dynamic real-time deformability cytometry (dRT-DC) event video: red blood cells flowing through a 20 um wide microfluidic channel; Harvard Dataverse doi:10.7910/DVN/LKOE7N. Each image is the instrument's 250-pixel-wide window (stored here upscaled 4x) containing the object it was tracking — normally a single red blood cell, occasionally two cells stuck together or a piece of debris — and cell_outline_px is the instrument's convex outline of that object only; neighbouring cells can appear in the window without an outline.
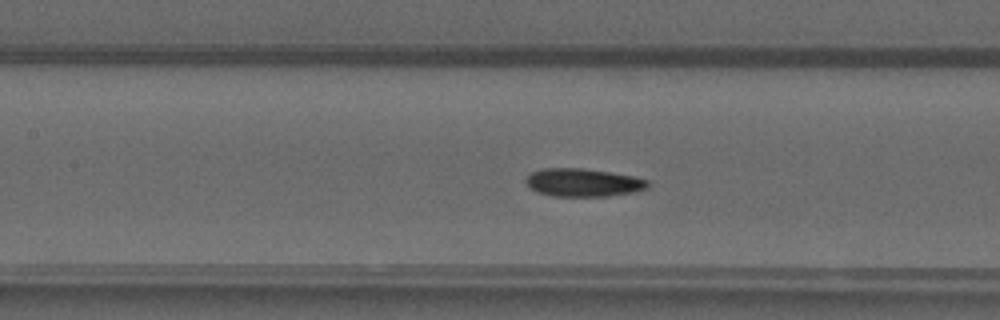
{"species": "common noctule bat (a hibernating species)", "species_latin": "Nyctalus noctula", "temperature_condition": "warm", "stored_images_in_passage": 49, "camera_frame_rate_fps": 3000, "um_per_image_px": 0.085, "animal": {"sex": "male", "forearm_length_mm": 52.5}, "frame": {"image": 1, "passage_image": 22, "time_ms": 7.0, "image_size_px": [1000, 320], "cell_outline_px": [[648, 188], [632, 192], [608, 196], [552, 196], [540, 192], [532, 188], [524, 180], [532, 172], [544, 168], [584, 168], [612, 172], [632, 176], [648, 180]], "centroid_in_image_um": [49.59, 15.51], "position_along_channel_um": 157.8, "area_um2": 19.77}}
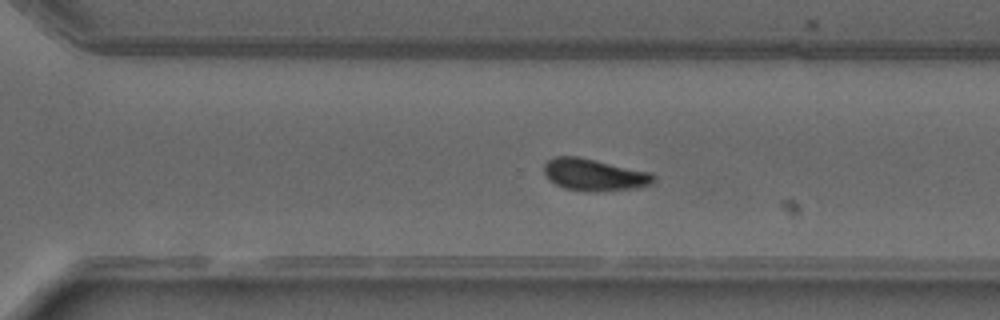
{"frame": {"image": 2, "passage_image": 34, "time_ms": 11.0, "image_size_px": [1000, 320], "cell_outline_px": [[656, 180], [652, 184], [636, 188], [596, 192], [588, 192], [564, 188], [548, 180], [544, 172], [544, 164], [548, 160], [556, 156], [580, 156], [652, 172], [656, 176]], "centroid_in_image_um": [50.54, 14.85], "position_along_channel_um": 320.1, "area_um2": 20.87}}
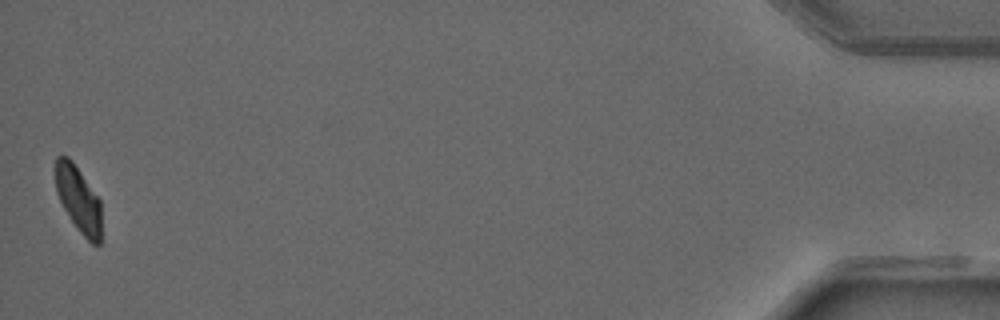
{"frame": {"image": 3, "passage_image": 49, "time_ms": 16.0, "image_size_px": [1000, 320], "cell_outline_px": [[100, 244], [92, 244], [76, 228], [64, 208], [56, 192], [56, 156], [68, 156], [72, 160], [100, 200]], "centroid_in_image_um": [6.66, 16.93], "position_along_channel_um": 428.5, "area_um2": 17.34}, "authors_computed_cell_mechanics": {"area_um2": 19.7676, "velocity_mm_per_s": 4.0671, "shape_relaxation_time_tau1_ms": 5.1948, "shape_relaxation_time_tau2_ms": 4.3379, "deformation_change_tau1": 0.1504, "deformation_change_tau2": 0.1084}}